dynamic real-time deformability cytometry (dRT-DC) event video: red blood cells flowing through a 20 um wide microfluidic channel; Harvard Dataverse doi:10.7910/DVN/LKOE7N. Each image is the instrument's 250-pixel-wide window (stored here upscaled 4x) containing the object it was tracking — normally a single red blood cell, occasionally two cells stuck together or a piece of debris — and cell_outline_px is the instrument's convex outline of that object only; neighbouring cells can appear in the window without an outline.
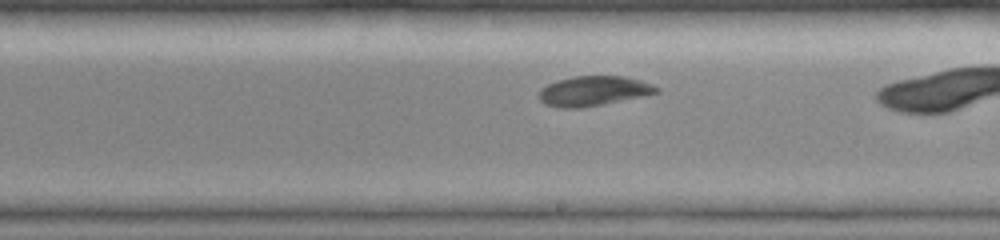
{"species": "common noctule bat (a hibernating species)", "species_latin": "Nyctalus noctula", "temperature_condition": "room temperature", "stored_images_in_passage": 27, "camera_frame_rate_fps": 3000, "um_per_image_px": 0.085, "animal": {"sex": "female", "body_mass_g": 19.0, "forearm_length_mm": 51.5}, "frame": {"image": 1, "passage_image": 16, "time_ms": 5.0, "image_size_px": [1000, 240], "cell_outline_px": [[660, 92], [644, 96], [580, 108], [560, 108], [544, 104], [540, 100], [540, 88], [556, 80], [572, 76], [624, 76], [640, 80], [652, 84], [660, 88]], "centroid_in_image_um": [50.45, 7.73], "position_along_channel_um": 238.6, "area_um2": 20.46}}